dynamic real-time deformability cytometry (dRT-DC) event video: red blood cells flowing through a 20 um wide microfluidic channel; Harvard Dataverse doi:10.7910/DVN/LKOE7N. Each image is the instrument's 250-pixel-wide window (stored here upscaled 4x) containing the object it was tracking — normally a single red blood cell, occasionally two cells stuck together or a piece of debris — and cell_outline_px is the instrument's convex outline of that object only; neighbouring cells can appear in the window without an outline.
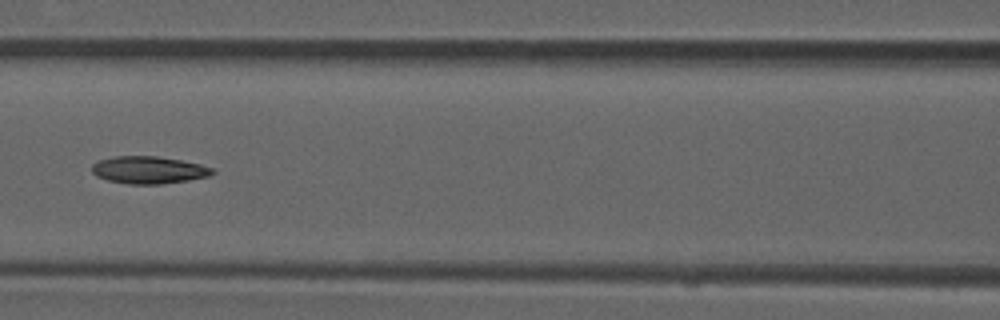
{"species": "common noctule bat (a hibernating species)", "species_latin": "Nyctalus noctula", "temperature_condition": "room temperature", "stored_images_in_passage": 7, "camera_frame_rate_fps": 3000, "um_per_image_px": 0.085, "animal": {"sex": "male", "forearm_length_mm": 52.5}, "frame": {"image": 1, "passage_image": 7, "time_ms": 2.0, "image_size_px": [1000, 320], "cell_outline_px": [[216, 172], [208, 176], [188, 180], [160, 184], [128, 184], [108, 180], [96, 176], [92, 172], [92, 164], [100, 160], [116, 156], [156, 156], [180, 160], [200, 164], [216, 168]], "centroid_in_image_um": [12.66, 14.45], "position_along_channel_um": 153.9, "area_um2": 19.19}}